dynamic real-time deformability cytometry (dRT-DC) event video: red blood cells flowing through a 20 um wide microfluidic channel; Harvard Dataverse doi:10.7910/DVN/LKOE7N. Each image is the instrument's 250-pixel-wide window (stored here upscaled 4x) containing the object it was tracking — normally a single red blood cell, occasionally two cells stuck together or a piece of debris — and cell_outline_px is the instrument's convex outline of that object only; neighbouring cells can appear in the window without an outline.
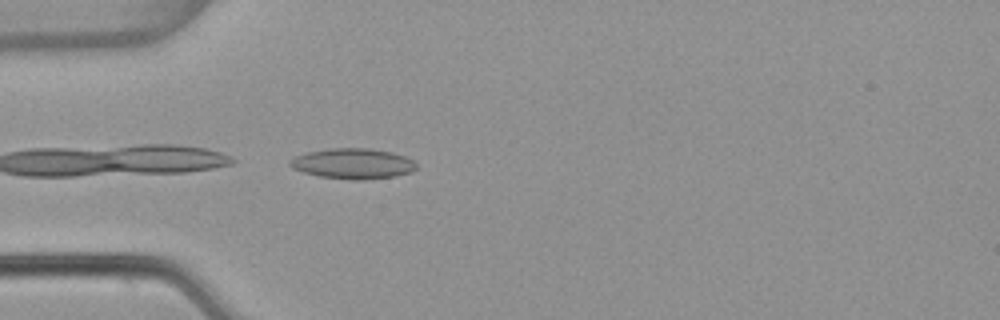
{"species": "common noctule bat (a hibernating species)", "species_latin": "Nyctalus noctula", "temperature_condition": "warm", "stored_images_in_passage": 3, "camera_frame_rate_fps": 3000, "um_per_image_px": 0.085, "animal": {"sex": "female", "body_mass_g": 22.7, "forearm_length_mm": 54.2}, "frame": {"image": 1, "passage_image": 3, "time_ms": 0.667, "image_size_px": [1000, 320], "cell_outline_px": [[416, 168], [412, 172], [396, 176], [364, 180], [352, 180], [320, 176], [304, 172], [292, 168], [288, 164], [288, 160], [296, 156], [308, 152], [332, 148], [372, 148], [392, 152], [404, 156], [412, 160], [416, 164]], "centroid_in_image_um": [30.01, 13.91], "position_along_channel_um": 55.0, "area_um2": 22.48}}